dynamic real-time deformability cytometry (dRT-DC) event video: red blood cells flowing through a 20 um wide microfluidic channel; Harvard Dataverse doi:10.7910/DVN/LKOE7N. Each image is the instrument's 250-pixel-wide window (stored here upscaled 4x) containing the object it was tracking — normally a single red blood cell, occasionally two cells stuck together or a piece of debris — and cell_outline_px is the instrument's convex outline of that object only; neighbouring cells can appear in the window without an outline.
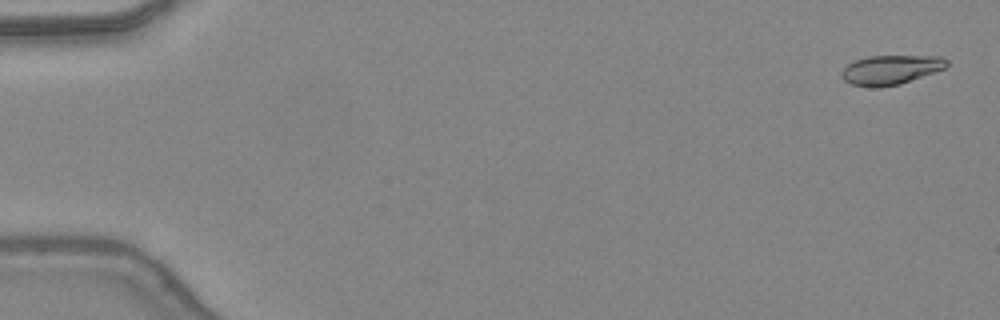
{"species": "common noctule bat (a hibernating species)", "species_latin": "Nyctalus noctula", "temperature_condition": "warm", "stored_images_in_passage": 47, "camera_frame_rate_fps": 3000, "um_per_image_px": 0.085, "animal": {"sex": "female", "body_mass_g": 24.6, "forearm_length_mm": 56.2}, "frame": {"image": 1, "passage_image": 1, "time_ms": 0.0, "image_size_px": [1000, 320], "cell_outline_px": [[948, 64], [944, 68], [900, 84], [880, 88], [872, 88], [852, 84], [844, 80], [840, 76], [840, 72], [848, 64], [856, 60], [868, 56], [940, 56], [948, 60]], "centroid_in_image_um": [75.67, 5.94], "position_along_channel_um": 9.3, "area_um2": 17.98}}
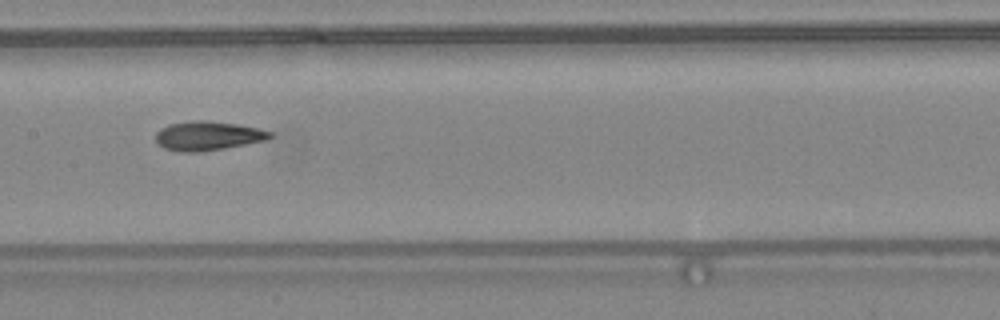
{"frame": {"image": 2, "passage_image": 24, "time_ms": 7.667, "image_size_px": [1000, 320], "cell_outline_px": [[272, 136], [268, 140], [224, 148], [200, 152], [180, 152], [164, 148], [156, 140], [156, 132], [160, 128], [168, 124], [192, 120], [208, 120], [236, 124], [256, 128], [272, 132]], "centroid_in_image_um": [17.65, 11.54], "position_along_channel_um": 189.8, "area_um2": 19.42}}
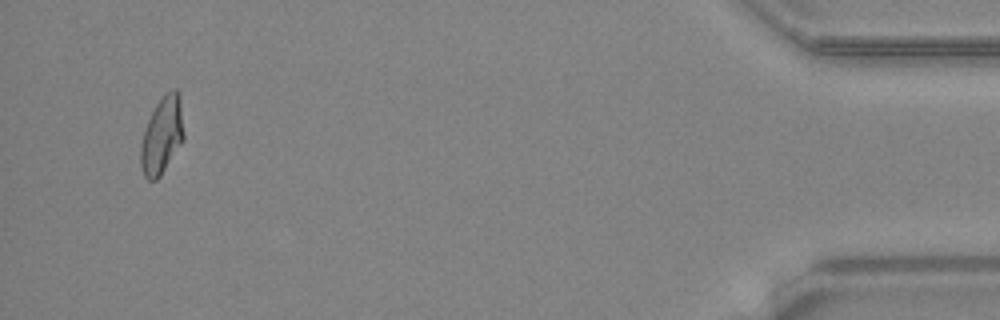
{"frame": {"image": 3, "passage_image": 45, "time_ms": 14.667, "image_size_px": [1000, 320], "cell_outline_px": [[184, 140], [160, 176], [156, 180], [148, 180], [144, 176], [140, 164], [140, 148], [144, 128], [156, 104], [172, 88], [176, 88], [180, 96], [184, 132]], "centroid_in_image_um": [13.77, 11.52], "position_along_channel_um": 421.4, "area_um2": 19.36}, "authors_computed_cell_mechanics": {"area_um2": 18.9006, "velocity_mm_per_s": 4.4117, "shape_relaxation_time_tau1_ms": 6.3437, "shape_relaxation_time_tau2_ms": 1.6163, "deformation_change_tau1": 0.2149, "deformation_change_tau2": 0.0878}}